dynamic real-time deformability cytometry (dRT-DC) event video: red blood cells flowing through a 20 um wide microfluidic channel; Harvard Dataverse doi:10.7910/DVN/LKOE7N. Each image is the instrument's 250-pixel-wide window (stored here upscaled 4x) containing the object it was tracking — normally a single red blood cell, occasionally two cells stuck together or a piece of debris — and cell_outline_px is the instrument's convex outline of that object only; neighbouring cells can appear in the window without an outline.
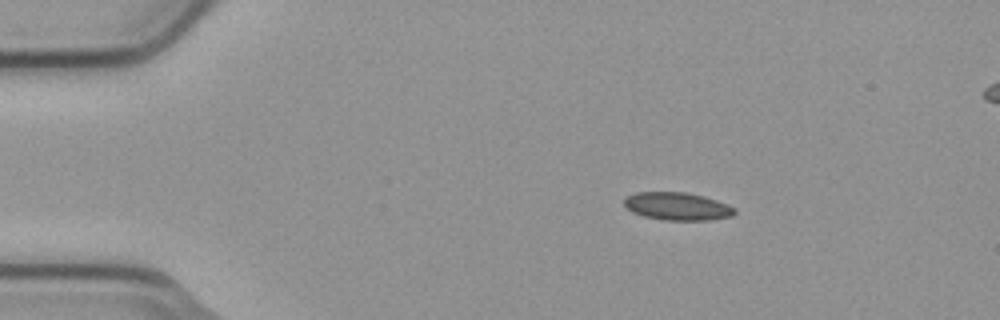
{"species": "common noctule bat (a hibernating species)", "species_latin": "Nyctalus noctula", "temperature_condition": "cold", "stored_images_in_passage": 55, "camera_frame_rate_fps": 3000, "um_per_image_px": 0.085, "animal": {"sex": "male", "body_mass_g": 23.1, "forearm_length_mm": 52.7}, "frame": {"image": 1, "passage_image": 9, "time_ms": 2.667, "image_size_px": [1000, 320], "cell_outline_px": [[736, 212], [732, 216], [708, 220], [664, 220], [644, 216], [632, 212], [624, 204], [624, 196], [636, 192], [684, 192], [704, 196], [728, 204], [736, 208]], "centroid_in_image_um": [57.57, 17.53], "position_along_channel_um": 27.4, "area_um2": 17.98}}
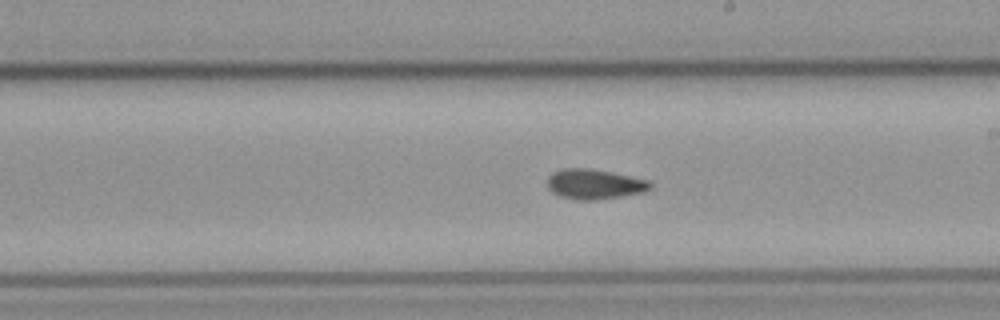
{"frame": {"image": 2, "passage_image": 31, "time_ms": 10.0, "image_size_px": [1000, 320], "cell_outline_px": [[652, 188], [644, 192], [596, 200], [576, 200], [560, 196], [552, 192], [548, 188], [548, 176], [552, 172], [564, 168], [592, 168], [648, 180], [652, 184]], "centroid_in_image_um": [50.51, 15.65], "position_along_channel_um": 238.5, "area_um2": 18.03}}
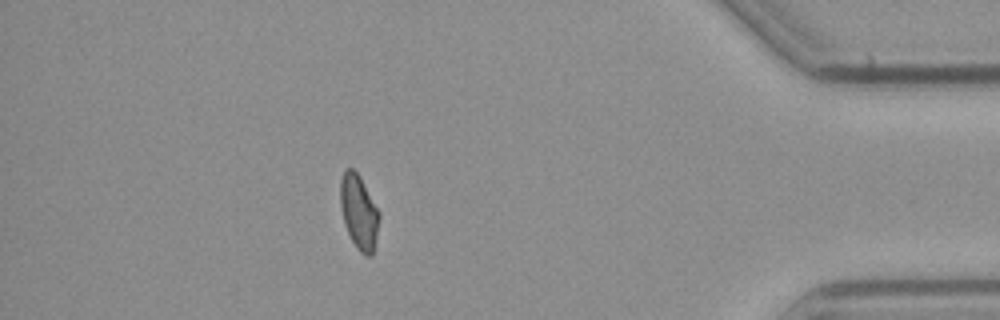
{"frame": {"image": 3, "passage_image": 48, "time_ms": 15.667, "image_size_px": [1000, 320], "cell_outline_px": [[380, 216], [372, 256], [364, 256], [356, 248], [344, 224], [340, 208], [340, 180], [344, 172], [348, 168], [352, 168], [360, 176], [380, 212]], "centroid_in_image_um": [30.5, 18.02], "position_along_channel_um": 404.7, "area_um2": 16.88}}